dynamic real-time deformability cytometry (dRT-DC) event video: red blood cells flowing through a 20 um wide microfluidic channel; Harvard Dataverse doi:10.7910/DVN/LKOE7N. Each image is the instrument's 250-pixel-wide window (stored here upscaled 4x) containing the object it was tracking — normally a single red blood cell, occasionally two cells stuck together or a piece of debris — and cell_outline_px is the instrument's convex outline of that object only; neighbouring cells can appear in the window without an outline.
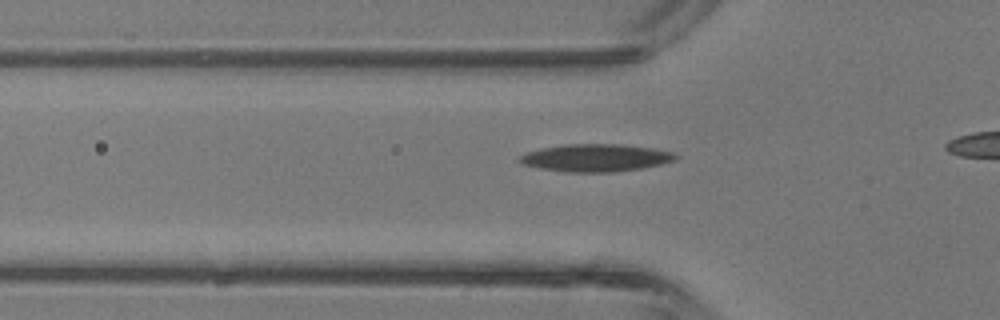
{"species": "common noctule bat (a hibernating species)", "species_latin": "Nyctalus noctula", "temperature_condition": "room temperature", "stored_images_in_passage": 9, "camera_frame_rate_fps": 3000, "um_per_image_px": 0.085, "animal": {"sex": "male", "body_mass_g": 13.3}, "frame": {"image": 1, "passage_image": 4, "time_ms": 1.0, "image_size_px": [1000, 320], "cell_outline_px": [[680, 156], [676, 160], [660, 164], [640, 168], [612, 172], [572, 172], [540, 168], [524, 164], [516, 160], [520, 156], [528, 152], [540, 148], [564, 144], [620, 144], [652, 148], [676, 152]], "centroid_in_image_um": [50.67, 13.4], "position_along_channel_um": 75.1, "area_um2": 24.97}}
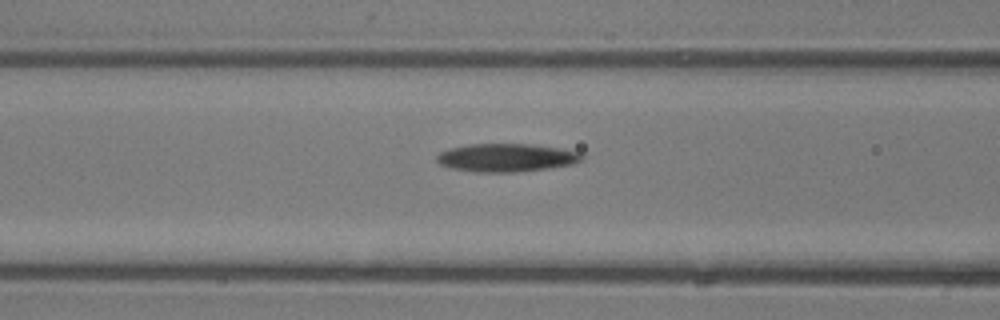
{"frame": {"image": 2, "passage_image": 7, "time_ms": 2.0, "image_size_px": [1000, 320], "cell_outline_px": [[584, 156], [580, 160], [572, 164], [548, 168], [512, 172], [472, 172], [452, 168], [440, 164], [436, 160], [436, 156], [440, 152], [452, 148], [468, 144], [528, 144], [556, 148], [580, 152]], "centroid_in_image_um": [43.0, 13.4], "position_along_channel_um": 123.6, "area_um2": 23.52}}